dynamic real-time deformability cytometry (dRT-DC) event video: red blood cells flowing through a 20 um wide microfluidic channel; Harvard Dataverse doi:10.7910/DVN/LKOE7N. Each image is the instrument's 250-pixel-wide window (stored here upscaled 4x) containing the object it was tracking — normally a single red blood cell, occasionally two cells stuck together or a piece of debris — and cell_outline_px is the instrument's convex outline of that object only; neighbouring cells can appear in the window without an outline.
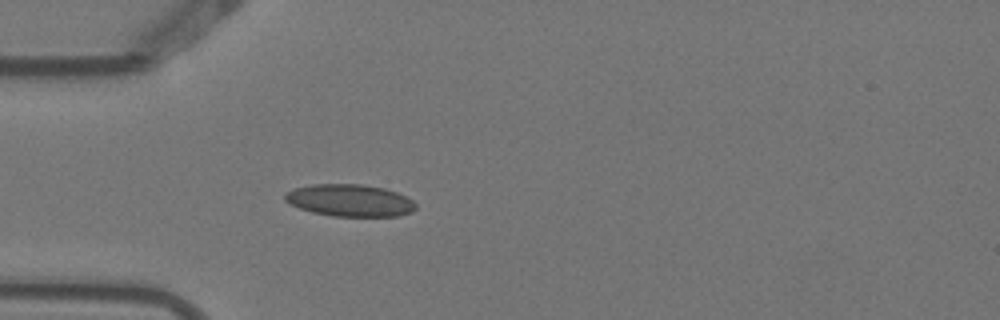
{"species": "Egyptian fruit bat (a non-hibernating species)", "species_latin": "Rousettus aegyptiacus", "temperature_condition": "warm", "stored_images_in_passage": 2, "camera_frame_rate_fps": 3000, "um_per_image_px": 0.085, "animal": {"sex": "female"}, "frame": {"image": 1, "passage_image": 2, "time_ms": 0.333, "image_size_px": [1000, 320], "cell_outline_px": [[416, 208], [412, 212], [396, 216], [332, 216], [312, 212], [300, 208], [284, 200], [284, 196], [288, 192], [296, 188], [312, 184], [360, 184], [384, 188], [396, 192], [412, 200], [416, 204]], "centroid_in_image_um": [29.75, 17.03], "position_along_channel_um": 55.2, "area_um2": 24.28}}